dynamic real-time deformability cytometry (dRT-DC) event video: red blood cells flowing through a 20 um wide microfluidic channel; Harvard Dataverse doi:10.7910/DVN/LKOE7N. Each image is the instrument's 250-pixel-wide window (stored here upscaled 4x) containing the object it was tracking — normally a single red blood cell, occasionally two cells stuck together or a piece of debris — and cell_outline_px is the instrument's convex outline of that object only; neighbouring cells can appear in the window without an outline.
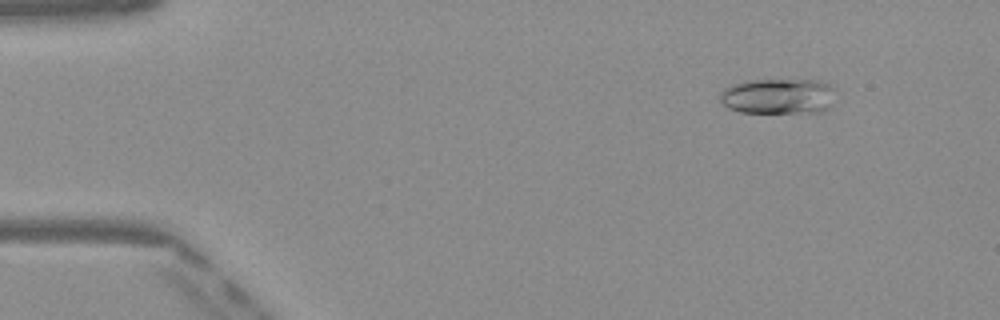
{"species": "Egyptian fruit bat (a non-hibernating species)", "species_latin": "Rousettus aegyptiacus", "temperature_condition": "warm", "stored_images_in_passage": 49, "camera_frame_rate_fps": 3000, "um_per_image_px": 0.085, "frame": {"image": 1, "passage_image": 5, "time_ms": 1.333, "image_size_px": [1000, 320], "cell_outline_px": [[832, 88], [828, 108], [820, 112], [740, 112], [728, 108], [720, 100], [720, 92], [724, 88], [732, 84], [744, 80], [816, 80], [828, 84]], "centroid_in_image_um": [66.05, 8.17], "position_along_channel_um": 18.9, "area_um2": 23.58}}
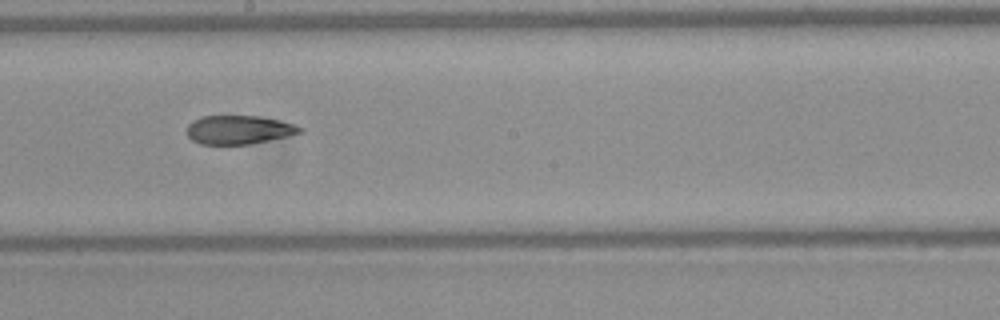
{"frame": {"image": 2, "passage_image": 27, "time_ms": 8.667, "image_size_px": [1000, 320], "cell_outline_px": [[304, 132], [288, 136], [248, 144], [200, 144], [192, 140], [188, 136], [188, 124], [192, 120], [204, 116], [260, 116], [292, 124], [304, 128]], "centroid_in_image_um": [20.29, 11.03], "position_along_channel_um": 227.9, "area_um2": 18.73}}
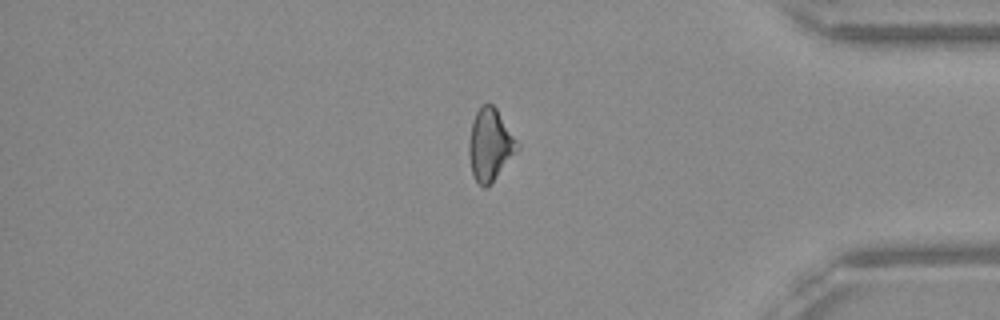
{"frame": {"image": 3, "passage_image": 41, "time_ms": 13.333, "image_size_px": [1000, 320], "cell_outline_px": [[520, 148], [488, 188], [484, 188], [476, 180], [472, 172], [468, 152], [468, 144], [472, 120], [476, 112], [484, 104], [492, 104], [496, 108], [520, 144]], "centroid_in_image_um": [41.66, 12.32], "position_along_channel_um": 393.5, "area_um2": 20.35}, "authors_computed_cell_mechanics": {"area_um2": 20.1722, "velocity_mm_per_s": 4.0985, "shape_relaxation_time_tau1_ms": null, "shape_relaxation_time_tau2_ms": 3.4172, "deformation_change_tau1": null, "deformation_change_tau2": 0.108}}